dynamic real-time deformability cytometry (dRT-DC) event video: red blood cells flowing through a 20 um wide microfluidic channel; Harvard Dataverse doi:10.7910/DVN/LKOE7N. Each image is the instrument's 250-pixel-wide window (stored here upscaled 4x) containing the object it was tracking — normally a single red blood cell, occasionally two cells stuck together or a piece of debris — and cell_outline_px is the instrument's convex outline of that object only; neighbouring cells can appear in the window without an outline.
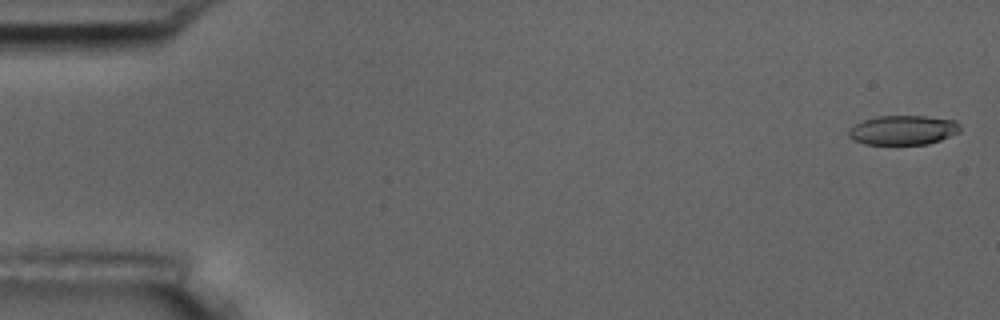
{"species": "common noctule bat (a hibernating species)", "species_latin": "Nyctalus noctula", "temperature_condition": "room temperature", "stored_images_in_passage": 57, "camera_frame_rate_fps": 3000, "um_per_image_px": 0.085, "animal": {"sex": "male", "body_mass_g": 17.5, "forearm_length_mm": 52.3}, "frame": {"image": 1, "passage_image": 2, "time_ms": 0.333, "image_size_px": [1000, 320], "cell_outline_px": [[960, 132], [940, 140], [928, 144], [864, 144], [852, 140], [848, 136], [848, 132], [856, 124], [864, 120], [876, 116], [924, 116], [956, 120], [960, 124]], "centroid_in_image_um": [76.78, 11.06], "position_along_channel_um": 8.2, "area_um2": 19.13}}
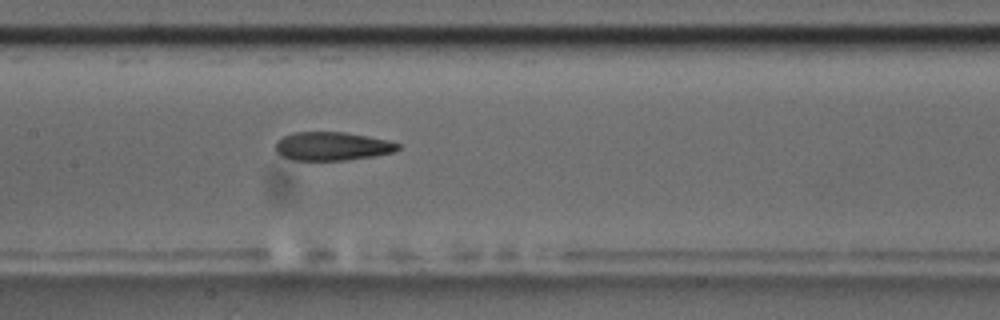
{"frame": {"image": 2, "passage_image": 28, "time_ms": 9.0, "image_size_px": [1000, 320], "cell_outline_px": [[400, 148], [392, 152], [372, 156], [348, 160], [292, 160], [280, 156], [276, 152], [276, 140], [292, 132], [344, 132], [368, 136], [388, 140], [400, 144]], "centroid_in_image_um": [28.2, 12.43], "position_along_channel_um": 179.2, "area_um2": 20.4}}
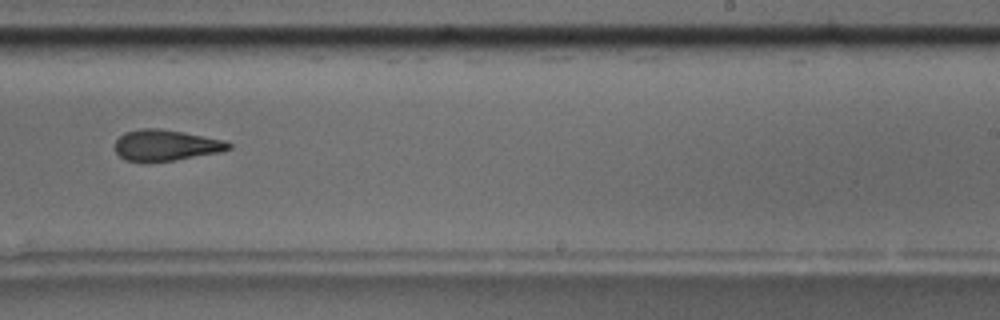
{"frame": {"image": 3, "passage_image": 36, "time_ms": 11.667, "image_size_px": [1000, 320], "cell_outline_px": [[232, 148], [220, 152], [172, 160], [124, 160], [116, 152], [116, 140], [124, 132], [140, 128], [160, 128], [184, 132], [224, 140], [232, 144]], "centroid_in_image_um": [14.11, 12.31], "position_along_channel_um": 274.9, "area_um2": 20.17}, "authors_computed_cell_mechanics": {"area_um2": 21.2126, "velocity_mm_per_s": 3.6008, "shape_relaxation_time_tau1_ms": null, "shape_relaxation_time_tau2_ms": 4.126, "deformation_change_tau1": null, "deformation_change_tau2": 0.1233}}